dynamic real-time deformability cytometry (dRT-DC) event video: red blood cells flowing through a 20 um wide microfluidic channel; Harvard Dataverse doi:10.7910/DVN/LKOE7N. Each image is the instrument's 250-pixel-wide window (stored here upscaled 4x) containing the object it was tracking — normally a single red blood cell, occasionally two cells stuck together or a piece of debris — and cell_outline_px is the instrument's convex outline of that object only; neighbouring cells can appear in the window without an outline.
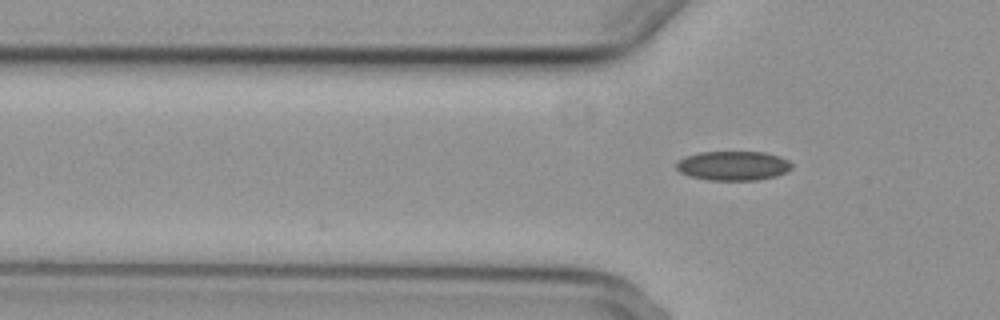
{"species": "common noctule bat (a hibernating species)", "species_latin": "Nyctalus noctula", "temperature_condition": "cold", "stored_images_in_passage": 3, "camera_frame_rate_fps": 3000, "um_per_image_px": 0.085, "animal": {"sex": "female", "body_mass_g": 29.2, "forearm_length_mm": 56.3}, "frame": {"image": 1, "passage_image": 2, "time_ms": 1.333, "image_size_px": [1000, 320], "cell_outline_px": [[792, 168], [776, 176], [756, 180], [708, 180], [688, 176], [680, 172], [676, 168], [676, 164], [684, 156], [700, 152], [764, 152], [780, 156], [788, 160], [792, 164]], "centroid_in_image_um": [62.3, 14.08], "position_along_channel_um": 63.5, "area_um2": 19.77}}
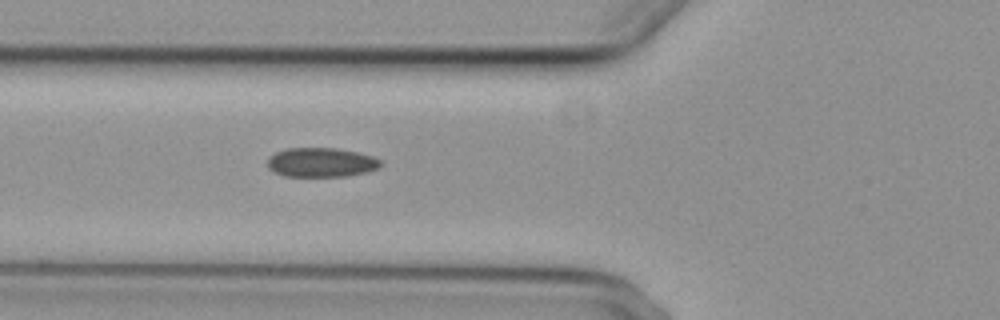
{"frame": {"image": 2, "passage_image": 3, "time_ms": 2.333, "image_size_px": [1000, 320], "cell_outline_px": [[380, 168], [348, 176], [284, 176], [272, 172], [268, 168], [268, 156], [284, 148], [336, 148], [356, 152], [372, 156], [380, 160]], "centroid_in_image_um": [27.25, 13.8], "position_along_channel_um": 98.6, "area_um2": 19.36}}